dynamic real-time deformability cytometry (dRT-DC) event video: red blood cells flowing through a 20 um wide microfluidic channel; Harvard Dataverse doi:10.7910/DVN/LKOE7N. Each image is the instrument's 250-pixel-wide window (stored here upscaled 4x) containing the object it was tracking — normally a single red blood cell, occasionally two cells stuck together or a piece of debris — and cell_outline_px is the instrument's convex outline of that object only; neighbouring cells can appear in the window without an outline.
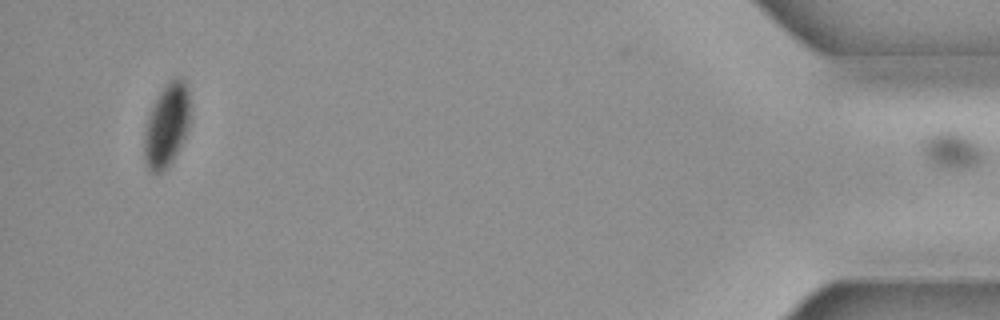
{"species": "common noctule bat (a hibernating species)", "species_latin": "Nyctalus noctula", "temperature_condition": "cold", "stored_images_in_passage": 52, "segment_of_instrument_passage": [2, 2], "camera_frame_rate_fps": 3000, "um_per_image_px": 0.085, "animal": {"sex": "female", "body_mass_g": 19.3, "forearm_length_mm": 54.1}, "frame": {"image": 1, "passage_image": 52, "time_ms": 17.0, "image_size_px": [1000, 320], "cell_outline_px": [[980, 156], [972, 164], [940, 164], [932, 160], [924, 152], [920, 140], [936, 132], [956, 132], [968, 136], [980, 148]], "centroid_in_image_um": [80.81, 12.61], "position_along_channel_um": 354.4, "area_um2": 11.04}}